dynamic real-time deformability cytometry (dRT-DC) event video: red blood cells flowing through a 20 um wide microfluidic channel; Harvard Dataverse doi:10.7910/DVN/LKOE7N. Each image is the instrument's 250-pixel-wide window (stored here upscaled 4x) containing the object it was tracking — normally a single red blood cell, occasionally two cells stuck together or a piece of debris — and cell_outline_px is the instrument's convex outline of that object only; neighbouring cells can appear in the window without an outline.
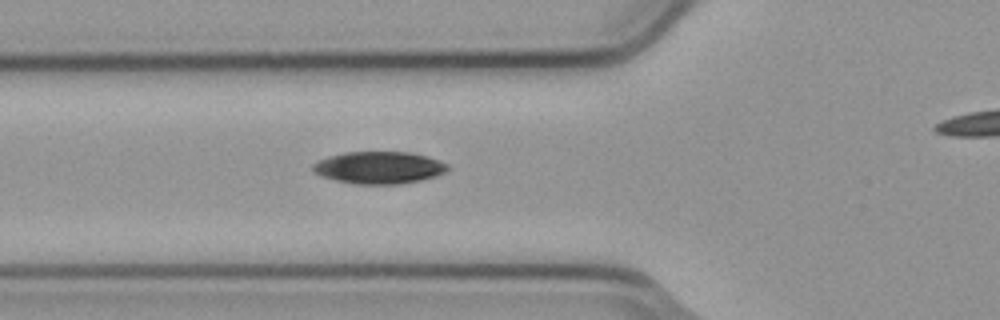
{"species": "common noctule bat (a hibernating species)", "species_latin": "Nyctalus noctula", "temperature_condition": "cold", "stored_images_in_passage": 4, "camera_frame_rate_fps": 3000, "um_per_image_px": 0.085, "animal": {"sex": "male", "body_mass_g": 23.1, "forearm_length_mm": 52.7}, "frame": {"image": 1, "passage_image": 4, "time_ms": 1.0, "image_size_px": [1000, 320], "cell_outline_px": [[448, 168], [444, 172], [436, 176], [420, 180], [400, 184], [356, 184], [336, 180], [320, 176], [312, 172], [312, 164], [328, 156], [344, 152], [408, 152], [428, 156], [440, 160], [448, 164]], "centroid_in_image_um": [32.2, 14.24], "position_along_channel_um": 93.6, "area_um2": 25.37}}